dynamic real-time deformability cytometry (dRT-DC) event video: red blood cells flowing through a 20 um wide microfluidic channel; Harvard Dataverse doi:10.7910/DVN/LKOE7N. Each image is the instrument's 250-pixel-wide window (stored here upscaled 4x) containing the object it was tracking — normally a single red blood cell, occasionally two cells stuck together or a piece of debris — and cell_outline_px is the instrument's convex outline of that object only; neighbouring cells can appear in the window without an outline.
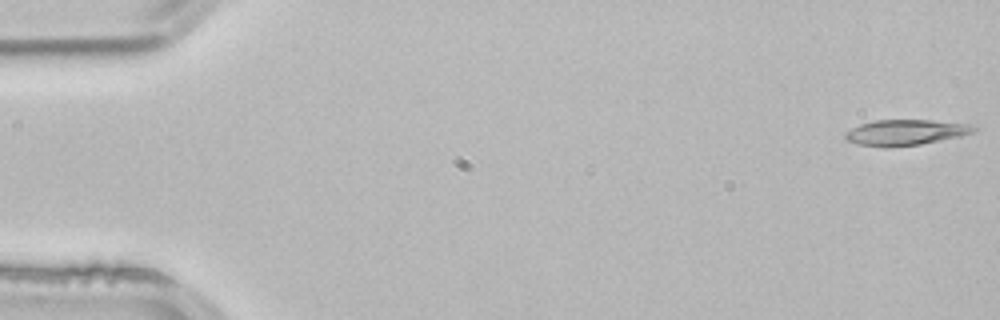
{"species": "common noctule bat (a hibernating species)", "species_latin": "Nyctalus noctula", "temperature_condition": "room temperature", "stored_images_in_passage": 4, "camera_frame_rate_fps": 3000, "um_per_image_px": 0.085, "animal": {"sex": "male", "body_mass_g": 21.5, "forearm_length_mm": 52.0}, "frame": {"image": 1, "passage_image": 1, "time_ms": 0.0, "image_size_px": [1000, 320], "cell_outline_px": [[976, 128], [972, 132], [960, 136], [920, 144], [888, 148], [884, 148], [860, 144], [844, 140], [844, 132], [860, 124], [876, 120], [932, 120], [976, 124]], "centroid_in_image_um": [76.95, 11.25], "position_along_channel_um": 8.0, "area_um2": 19.36}}
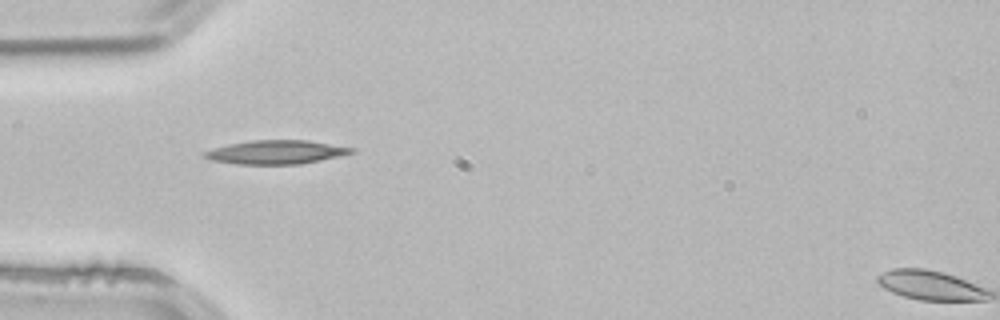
{"frame": {"image": 2, "passage_image": 4, "time_ms": 1.0, "image_size_px": [1000, 320], "cell_outline_px": [[356, 152], [340, 156], [300, 164], [236, 164], [212, 160], [204, 156], [204, 152], [212, 148], [252, 140], [308, 140], [356, 148]], "centroid_in_image_um": [23.52, 12.93], "position_along_channel_um": 61.5, "area_um2": 20.23}}